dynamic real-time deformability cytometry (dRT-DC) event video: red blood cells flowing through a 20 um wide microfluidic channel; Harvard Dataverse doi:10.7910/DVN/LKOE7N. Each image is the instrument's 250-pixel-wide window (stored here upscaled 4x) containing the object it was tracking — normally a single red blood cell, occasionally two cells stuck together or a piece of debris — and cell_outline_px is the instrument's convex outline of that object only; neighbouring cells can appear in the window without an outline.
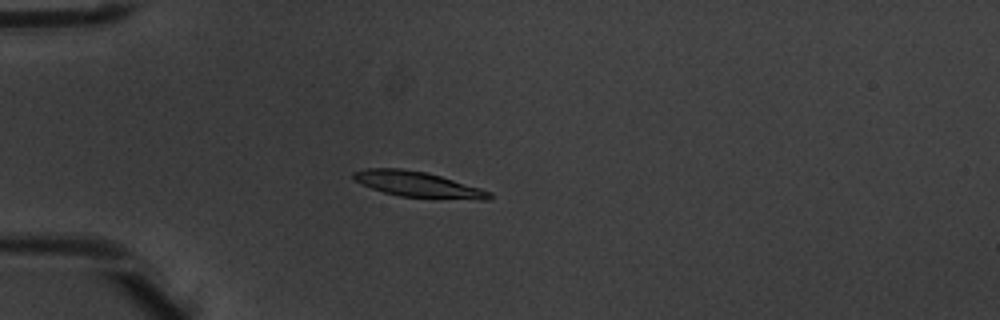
{"species": "common noctule bat (a hibernating species)", "species_latin": "Nyctalus noctula", "temperature_condition": "warm", "stored_images_in_passage": 4, "camera_frame_rate_fps": 3000, "um_per_image_px": 0.085, "animal": {"sex": "male", "body_mass_g": 20.1, "forearm_length_mm": 53.5}, "frame": {"image": 1, "passage_image": 4, "time_ms": 1.0, "image_size_px": [1000, 320], "cell_outline_px": [[492, 196], [488, 200], [436, 200], [400, 196], [384, 192], [372, 188], [356, 180], [352, 176], [352, 172], [364, 168], [400, 168], [428, 172], [480, 188], [492, 192]], "centroid_in_image_um": [35.6, 15.7], "position_along_channel_um": 49.4, "area_um2": 20.75}}